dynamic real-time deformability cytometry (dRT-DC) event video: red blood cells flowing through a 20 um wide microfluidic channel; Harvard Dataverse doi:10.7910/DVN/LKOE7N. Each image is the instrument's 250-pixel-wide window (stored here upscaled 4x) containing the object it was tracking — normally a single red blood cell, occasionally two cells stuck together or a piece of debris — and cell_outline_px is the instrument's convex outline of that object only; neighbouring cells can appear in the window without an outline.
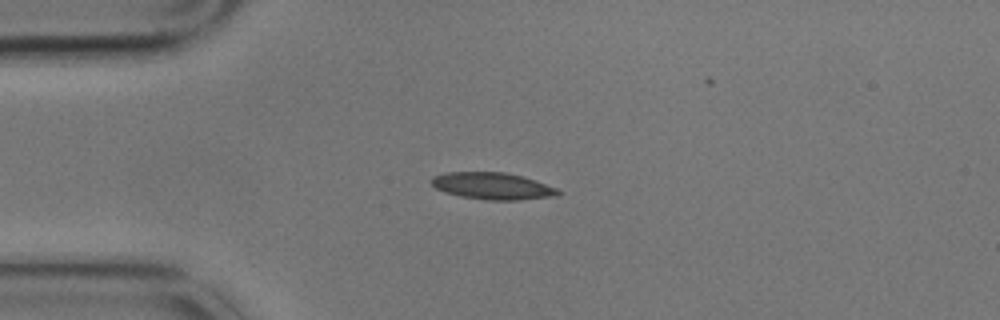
{"species": "common noctule bat (a hibernating species)", "species_latin": "Nyctalus noctula", "temperature_condition": "cold", "stored_images_in_passage": 6, "camera_frame_rate_fps": 3000, "um_per_image_px": 0.085, "animal": {"sex": "male", "body_mass_g": 17.9}, "frame": {"image": 1, "passage_image": 3, "time_ms": 0.667, "image_size_px": [1000, 320], "cell_outline_px": [[564, 192], [556, 196], [520, 200], [488, 200], [460, 196], [444, 192], [436, 188], [432, 184], [432, 176], [448, 172], [504, 172], [536, 180], [556, 188]], "centroid_in_image_um": [41.89, 15.81], "position_along_channel_um": 43.1, "area_um2": 19.83}}